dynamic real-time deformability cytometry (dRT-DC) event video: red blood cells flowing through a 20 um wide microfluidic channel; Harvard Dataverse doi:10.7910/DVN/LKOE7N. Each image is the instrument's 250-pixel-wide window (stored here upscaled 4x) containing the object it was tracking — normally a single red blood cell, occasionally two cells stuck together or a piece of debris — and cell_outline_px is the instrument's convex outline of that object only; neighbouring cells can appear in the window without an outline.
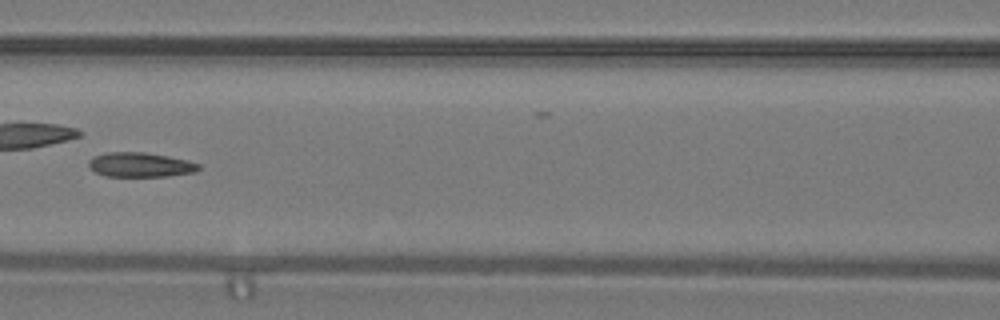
{"species": "common noctule bat (a hibernating species)", "species_latin": "Nyctalus noctula", "temperature_condition": "warm", "stored_images_in_passage": 49, "camera_frame_rate_fps": 3000, "um_per_image_px": 0.085, "animal": {"sex": "male", "body_mass_g": 19.2, "forearm_length_mm": 51.8}, "frame": {"image": 1, "passage_image": 22, "time_ms": 7.0, "image_size_px": [1000, 320], "cell_outline_px": [[200, 168], [196, 172], [168, 176], [104, 176], [96, 172], [88, 164], [88, 160], [92, 156], [104, 152], [144, 152], [168, 156], [200, 164]], "centroid_in_image_um": [11.9, 14.0], "position_along_channel_um": 154.7, "area_um2": 15.72}, "authors_computed_cell_mechanics": {"area_um2": 16.184, "velocity_mm_per_s": 4.2436, "shape_relaxation_time_tau1_ms": null, "shape_relaxation_time_tau2_ms": 1.7103, "deformation_change_tau1": null, "deformation_change_tau2": 0.0626}}